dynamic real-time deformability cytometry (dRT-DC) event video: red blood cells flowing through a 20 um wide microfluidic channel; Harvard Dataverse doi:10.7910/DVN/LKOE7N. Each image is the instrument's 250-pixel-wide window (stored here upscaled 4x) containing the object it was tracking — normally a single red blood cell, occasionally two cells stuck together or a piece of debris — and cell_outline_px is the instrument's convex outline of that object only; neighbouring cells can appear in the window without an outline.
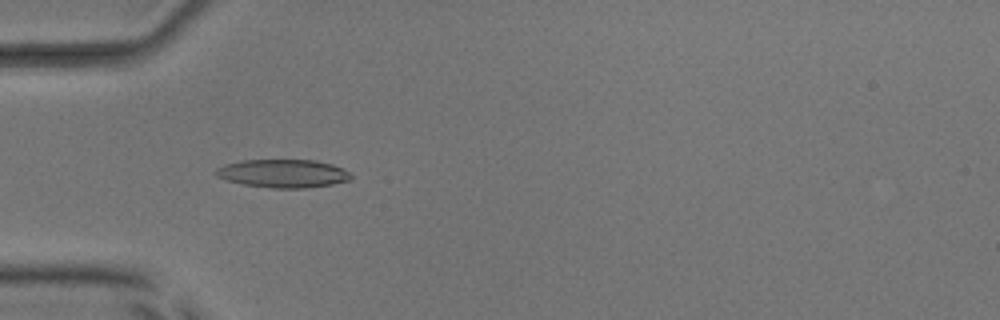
{"species": "common noctule bat (a hibernating species)", "species_latin": "Nyctalus noctula", "temperature_condition": "room temperature", "stored_images_in_passage": 53, "camera_frame_rate_fps": 3000, "um_per_image_px": 0.085, "animal": {"sex": "male", "body_mass_g": 17.9, "forearm_length_mm": 54.2}, "frame": {"image": 1, "passage_image": 17, "time_ms": 5.333, "image_size_px": [1000, 320], "cell_outline_px": [[352, 176], [348, 180], [332, 184], [308, 188], [272, 188], [244, 184], [228, 180], [216, 176], [212, 172], [216, 168], [224, 164], [240, 160], [316, 160], [332, 164], [348, 172]], "centroid_in_image_um": [24.01, 14.74], "position_along_channel_um": 61.0, "area_um2": 22.2}}
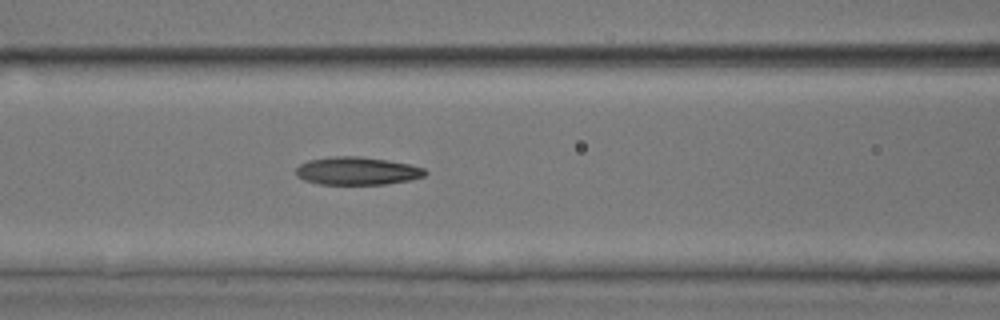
{"frame": {"image": 2, "passage_image": 23, "time_ms": 7.333, "image_size_px": [1000, 320], "cell_outline_px": [[428, 172], [424, 176], [408, 180], [384, 184], [320, 184], [304, 180], [296, 176], [296, 168], [300, 164], [308, 160], [332, 156], [360, 156], [388, 160], [408, 164], [424, 168]], "centroid_in_image_um": [30.33, 14.52], "position_along_channel_um": 136.3, "area_um2": 20.98}}
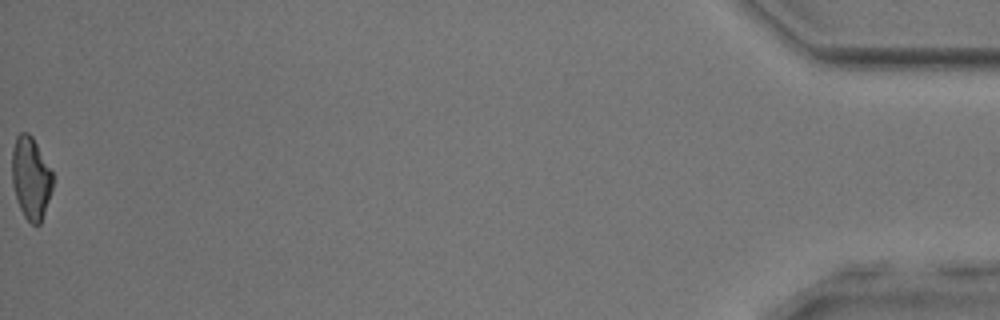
{"frame": {"image": 3, "passage_image": 53, "time_ms": 17.333, "image_size_px": [1000, 320], "cell_outline_px": [[52, 188], [40, 224], [36, 228], [24, 216], [16, 200], [12, 184], [12, 148], [16, 136], [20, 132], [28, 132], [32, 136], [52, 172]], "centroid_in_image_um": [2.59, 15.13], "position_along_channel_um": 432.6, "area_um2": 19.48}, "authors_computed_cell_mechanics": {"area_um2": 20.9814, "velocity_mm_per_s": 3.9621, "shape_relaxation_time_tau1_ms": 9.1419, "shape_relaxation_time_tau2_ms": 1.8513, "deformation_change_tau1": 0.2129, "deformation_change_tau2": 0.1017}}